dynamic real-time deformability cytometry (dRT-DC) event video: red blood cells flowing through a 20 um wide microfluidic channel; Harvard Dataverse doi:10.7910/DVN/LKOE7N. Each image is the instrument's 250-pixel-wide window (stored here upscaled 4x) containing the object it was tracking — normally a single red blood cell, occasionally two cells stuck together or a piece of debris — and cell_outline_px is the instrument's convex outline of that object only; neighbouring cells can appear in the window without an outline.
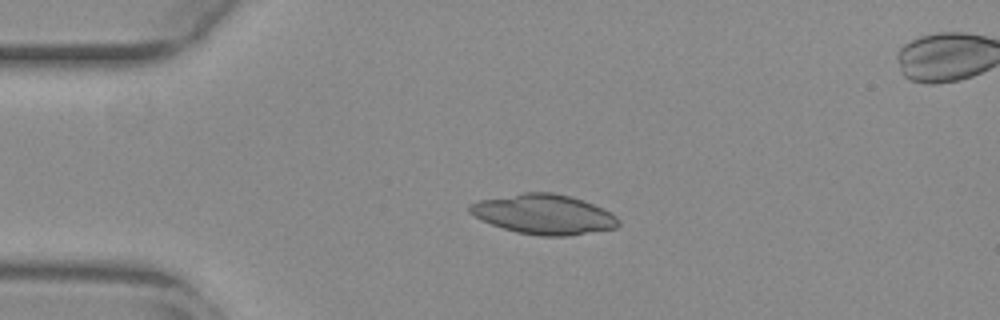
{"species": "common noctule bat (a hibernating species)", "species_latin": "Nyctalus noctula", "temperature_condition": "warm", "stored_images_in_passage": 43, "camera_frame_rate_fps": 3000, "um_per_image_px": 0.085, "animal": {"sex": "female", "body_mass_g": 29.2, "forearm_length_mm": 56.3}, "frame": {"image": 1, "passage_image": 1, "time_ms": 0.0, "image_size_px": [1000, 320], "cell_outline_px": [[620, 224], [616, 228], [568, 236], [540, 236], [516, 232], [480, 220], [468, 212], [468, 204], [480, 200], [524, 192], [552, 192], [572, 196], [584, 200], [616, 216], [620, 220]], "centroid_in_image_um": [46.21, 18.21], "position_along_channel_um": 38.8, "area_um2": 34.56}}
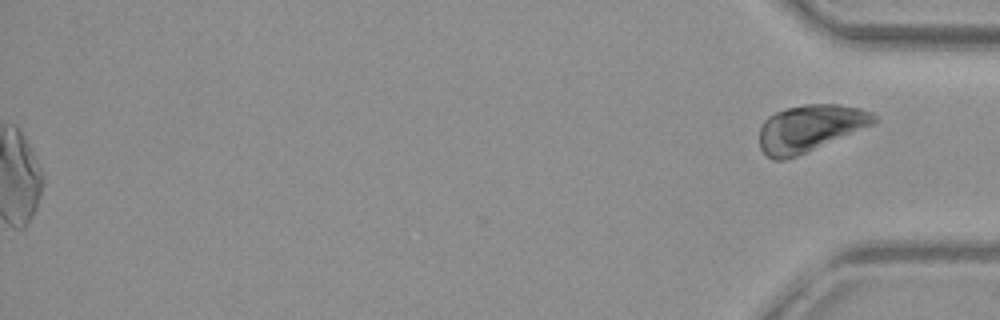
{"frame": {"image": 2, "passage_image": 43, "time_ms": 14.0, "image_size_px": [1000, 320], "cell_outline_px": [[876, 124], [796, 156], [784, 160], [772, 160], [760, 148], [760, 128], [764, 120], [768, 116], [776, 112], [788, 108], [804, 104], [836, 104], [860, 108], [872, 112], [876, 116]], "centroid_in_image_um": [68.86, 10.89], "position_along_channel_um": 366.3, "area_um2": 31.21}}